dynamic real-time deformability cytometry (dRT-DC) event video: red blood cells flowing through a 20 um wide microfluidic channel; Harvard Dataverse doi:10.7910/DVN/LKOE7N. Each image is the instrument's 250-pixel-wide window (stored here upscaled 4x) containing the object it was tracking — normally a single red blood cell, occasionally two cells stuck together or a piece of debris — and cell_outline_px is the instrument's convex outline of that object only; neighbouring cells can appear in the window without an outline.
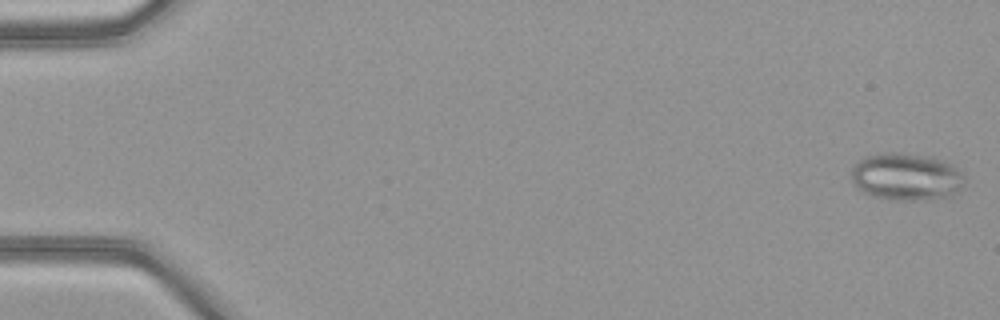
{"species": "common noctule bat (a hibernating species)", "species_latin": "Nyctalus noctula", "temperature_condition": "warm", "stored_images_in_passage": 50, "camera_frame_rate_fps": 3000, "um_per_image_px": 0.085, "animal": {"sex": "female", "body_mass_g": 21.9}, "frame": {"image": 1, "passage_image": 1, "time_ms": 0.0, "image_size_px": [1000, 320], "cell_outline_px": [[964, 184], [952, 196], [924, 200], [896, 200], [872, 196], [856, 188], [852, 180], [852, 164], [864, 156], [884, 152], [900, 152], [932, 156], [944, 160], [952, 164], [964, 176]], "centroid_in_image_um": [77.02, 15.01], "position_along_channel_um": 8.0, "area_um2": 31.73}}
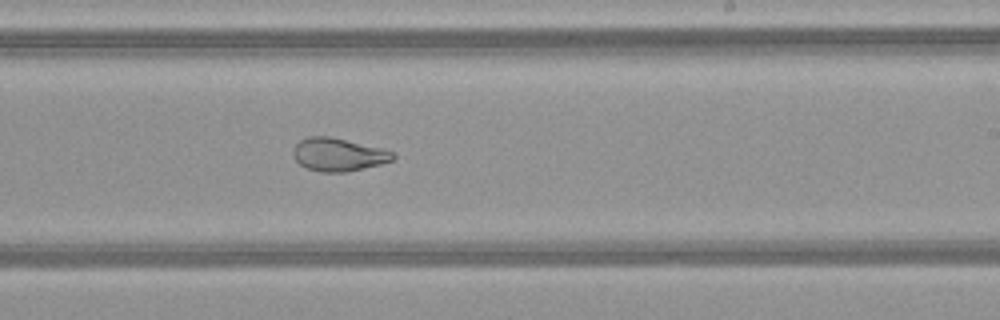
{"frame": {"image": 2, "passage_image": 31, "time_ms": 10.0, "image_size_px": [1000, 320], "cell_outline_px": [[396, 156], [392, 160], [380, 164], [344, 172], [320, 172], [308, 168], [300, 164], [292, 156], [292, 152], [296, 144], [300, 140], [308, 136], [328, 136], [384, 148], [396, 152]], "centroid_in_image_um": [28.77, 13.13], "position_along_channel_um": 260.2, "area_um2": 19.25}}
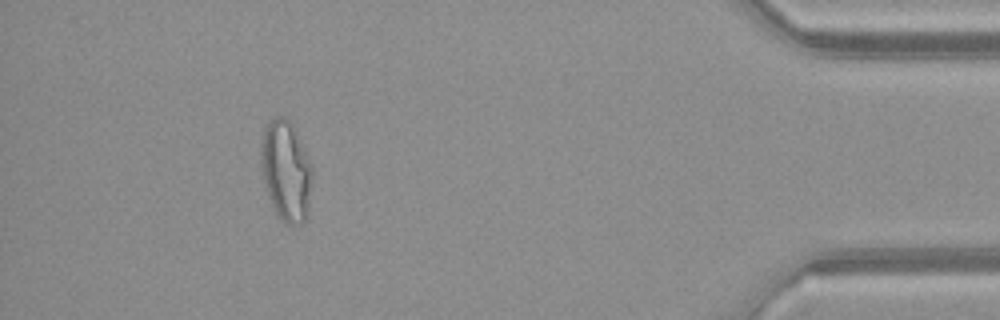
{"frame": {"image": 3, "passage_image": 46, "time_ms": 15.0, "image_size_px": [1000, 320], "cell_outline_px": [[312, 176], [308, 216], [300, 224], [284, 224], [280, 220], [264, 188], [260, 172], [260, 140], [264, 128], [276, 116], [284, 116], [292, 124], [312, 164]], "centroid_in_image_um": [24.28, 14.54], "position_along_channel_um": 410.9, "area_um2": 30.58}, "authors_computed_cell_mechanics": {"area_um2": 26.7325, "velocity_mm_per_s": 4.1484, "shape_relaxation_time_tau1_ms": null, "shape_relaxation_time_tau2_ms": 1.0717, "deformation_change_tau1": null, "deformation_change_tau2": 0.0763}}